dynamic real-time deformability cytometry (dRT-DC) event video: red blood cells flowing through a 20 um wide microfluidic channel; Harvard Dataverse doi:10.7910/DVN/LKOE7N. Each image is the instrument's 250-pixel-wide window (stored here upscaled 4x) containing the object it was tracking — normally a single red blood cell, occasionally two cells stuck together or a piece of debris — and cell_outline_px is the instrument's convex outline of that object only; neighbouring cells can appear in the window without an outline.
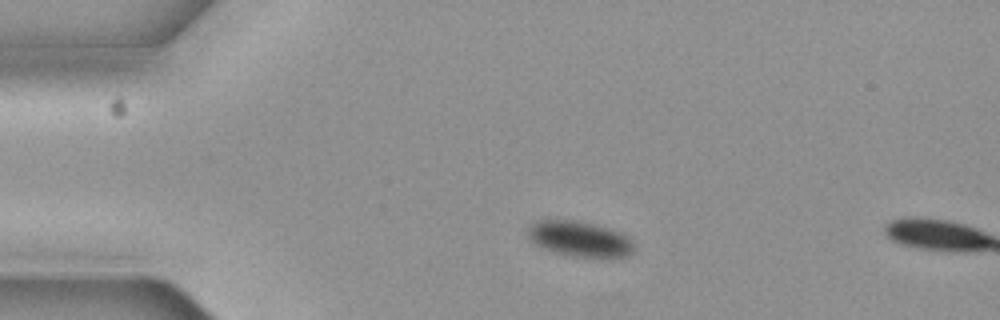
{"species": "common noctule bat (a hibernating species)", "species_latin": "Nyctalus noctula", "temperature_condition": "cold", "stored_images_in_passage": 2, "camera_frame_rate_fps": 3000, "um_per_image_px": 0.085, "animal": {"sex": "female", "body_mass_g": 19.3, "forearm_length_mm": 54.1}, "frame": {"image": 1, "passage_image": 1, "time_ms": 0.0, "image_size_px": [1000, 320], "cell_outline_px": [[636, 248], [628, 256], [620, 260], [604, 260], [572, 256], [552, 252], [540, 248], [532, 244], [528, 240], [528, 224], [532, 220], [576, 220], [596, 224], [620, 232], [628, 236], [632, 240]], "centroid_in_image_um": [49.3, 20.36], "position_along_channel_um": 35.7, "area_um2": 23.35}}